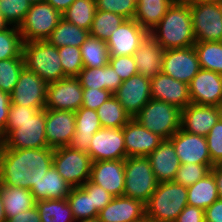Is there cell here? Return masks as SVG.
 Here are the masks:
<instances>
[{
	"label": "cell",
	"instance_id": "32",
	"mask_svg": "<svg viewBox=\"0 0 222 222\" xmlns=\"http://www.w3.org/2000/svg\"><path fill=\"white\" fill-rule=\"evenodd\" d=\"M187 205L205 210L219 199L214 175L210 172L195 184L187 187Z\"/></svg>",
	"mask_w": 222,
	"mask_h": 222
},
{
	"label": "cell",
	"instance_id": "58",
	"mask_svg": "<svg viewBox=\"0 0 222 222\" xmlns=\"http://www.w3.org/2000/svg\"><path fill=\"white\" fill-rule=\"evenodd\" d=\"M189 5H196L199 3H205V2H222V0H183Z\"/></svg>",
	"mask_w": 222,
	"mask_h": 222
},
{
	"label": "cell",
	"instance_id": "52",
	"mask_svg": "<svg viewBox=\"0 0 222 222\" xmlns=\"http://www.w3.org/2000/svg\"><path fill=\"white\" fill-rule=\"evenodd\" d=\"M204 210L199 207L187 205L178 215L175 222H203Z\"/></svg>",
	"mask_w": 222,
	"mask_h": 222
},
{
	"label": "cell",
	"instance_id": "3",
	"mask_svg": "<svg viewBox=\"0 0 222 222\" xmlns=\"http://www.w3.org/2000/svg\"><path fill=\"white\" fill-rule=\"evenodd\" d=\"M187 187L174 181L157 184L156 190L145 204L147 222H175L187 206Z\"/></svg>",
	"mask_w": 222,
	"mask_h": 222
},
{
	"label": "cell",
	"instance_id": "53",
	"mask_svg": "<svg viewBox=\"0 0 222 222\" xmlns=\"http://www.w3.org/2000/svg\"><path fill=\"white\" fill-rule=\"evenodd\" d=\"M10 94L0 90V135L5 132L10 108Z\"/></svg>",
	"mask_w": 222,
	"mask_h": 222
},
{
	"label": "cell",
	"instance_id": "24",
	"mask_svg": "<svg viewBox=\"0 0 222 222\" xmlns=\"http://www.w3.org/2000/svg\"><path fill=\"white\" fill-rule=\"evenodd\" d=\"M97 218L100 222H147L145 204L125 196L114 197Z\"/></svg>",
	"mask_w": 222,
	"mask_h": 222
},
{
	"label": "cell",
	"instance_id": "28",
	"mask_svg": "<svg viewBox=\"0 0 222 222\" xmlns=\"http://www.w3.org/2000/svg\"><path fill=\"white\" fill-rule=\"evenodd\" d=\"M77 78L82 88L105 89L111 94H114L123 82L109 63L97 68L84 67Z\"/></svg>",
	"mask_w": 222,
	"mask_h": 222
},
{
	"label": "cell",
	"instance_id": "49",
	"mask_svg": "<svg viewBox=\"0 0 222 222\" xmlns=\"http://www.w3.org/2000/svg\"><path fill=\"white\" fill-rule=\"evenodd\" d=\"M81 187L87 192L88 196H91L92 209H96L98 212L105 208L114 198L101 186L92 183L90 180Z\"/></svg>",
	"mask_w": 222,
	"mask_h": 222
},
{
	"label": "cell",
	"instance_id": "38",
	"mask_svg": "<svg viewBox=\"0 0 222 222\" xmlns=\"http://www.w3.org/2000/svg\"><path fill=\"white\" fill-rule=\"evenodd\" d=\"M96 10L95 0H75L68 9L62 13V18L75 24L79 28L89 31Z\"/></svg>",
	"mask_w": 222,
	"mask_h": 222
},
{
	"label": "cell",
	"instance_id": "34",
	"mask_svg": "<svg viewBox=\"0 0 222 222\" xmlns=\"http://www.w3.org/2000/svg\"><path fill=\"white\" fill-rule=\"evenodd\" d=\"M102 128H122L132 118L114 95L96 110Z\"/></svg>",
	"mask_w": 222,
	"mask_h": 222
},
{
	"label": "cell",
	"instance_id": "63",
	"mask_svg": "<svg viewBox=\"0 0 222 222\" xmlns=\"http://www.w3.org/2000/svg\"><path fill=\"white\" fill-rule=\"evenodd\" d=\"M2 146V139H1V135H0V148Z\"/></svg>",
	"mask_w": 222,
	"mask_h": 222
},
{
	"label": "cell",
	"instance_id": "42",
	"mask_svg": "<svg viewBox=\"0 0 222 222\" xmlns=\"http://www.w3.org/2000/svg\"><path fill=\"white\" fill-rule=\"evenodd\" d=\"M23 40L18 27L9 26L0 32V60L19 57Z\"/></svg>",
	"mask_w": 222,
	"mask_h": 222
},
{
	"label": "cell",
	"instance_id": "14",
	"mask_svg": "<svg viewBox=\"0 0 222 222\" xmlns=\"http://www.w3.org/2000/svg\"><path fill=\"white\" fill-rule=\"evenodd\" d=\"M92 161L125 160L127 158L122 128H100L89 145Z\"/></svg>",
	"mask_w": 222,
	"mask_h": 222
},
{
	"label": "cell",
	"instance_id": "16",
	"mask_svg": "<svg viewBox=\"0 0 222 222\" xmlns=\"http://www.w3.org/2000/svg\"><path fill=\"white\" fill-rule=\"evenodd\" d=\"M175 148L180 164H205L214 166L204 136L188 133L181 128L169 139Z\"/></svg>",
	"mask_w": 222,
	"mask_h": 222
},
{
	"label": "cell",
	"instance_id": "6",
	"mask_svg": "<svg viewBox=\"0 0 222 222\" xmlns=\"http://www.w3.org/2000/svg\"><path fill=\"white\" fill-rule=\"evenodd\" d=\"M134 118L163 140L181 128V109L156 99H151Z\"/></svg>",
	"mask_w": 222,
	"mask_h": 222
},
{
	"label": "cell",
	"instance_id": "4",
	"mask_svg": "<svg viewBox=\"0 0 222 222\" xmlns=\"http://www.w3.org/2000/svg\"><path fill=\"white\" fill-rule=\"evenodd\" d=\"M46 109L39 110L25 122H7L1 135L0 149H40L47 148L45 134Z\"/></svg>",
	"mask_w": 222,
	"mask_h": 222
},
{
	"label": "cell",
	"instance_id": "17",
	"mask_svg": "<svg viewBox=\"0 0 222 222\" xmlns=\"http://www.w3.org/2000/svg\"><path fill=\"white\" fill-rule=\"evenodd\" d=\"M191 103L222 107V75L200 69L188 84Z\"/></svg>",
	"mask_w": 222,
	"mask_h": 222
},
{
	"label": "cell",
	"instance_id": "1",
	"mask_svg": "<svg viewBox=\"0 0 222 222\" xmlns=\"http://www.w3.org/2000/svg\"><path fill=\"white\" fill-rule=\"evenodd\" d=\"M54 149H0V183L30 190L53 166Z\"/></svg>",
	"mask_w": 222,
	"mask_h": 222
},
{
	"label": "cell",
	"instance_id": "60",
	"mask_svg": "<svg viewBox=\"0 0 222 222\" xmlns=\"http://www.w3.org/2000/svg\"><path fill=\"white\" fill-rule=\"evenodd\" d=\"M10 25L5 21L1 11H0V32L6 30Z\"/></svg>",
	"mask_w": 222,
	"mask_h": 222
},
{
	"label": "cell",
	"instance_id": "45",
	"mask_svg": "<svg viewBox=\"0 0 222 222\" xmlns=\"http://www.w3.org/2000/svg\"><path fill=\"white\" fill-rule=\"evenodd\" d=\"M210 170L211 169L205 164H180L174 182L188 187L204 178L210 173Z\"/></svg>",
	"mask_w": 222,
	"mask_h": 222
},
{
	"label": "cell",
	"instance_id": "57",
	"mask_svg": "<svg viewBox=\"0 0 222 222\" xmlns=\"http://www.w3.org/2000/svg\"><path fill=\"white\" fill-rule=\"evenodd\" d=\"M45 1L48 2L55 10H58L62 14L68 9V7L75 0H45Z\"/></svg>",
	"mask_w": 222,
	"mask_h": 222
},
{
	"label": "cell",
	"instance_id": "5",
	"mask_svg": "<svg viewBox=\"0 0 222 222\" xmlns=\"http://www.w3.org/2000/svg\"><path fill=\"white\" fill-rule=\"evenodd\" d=\"M24 67L39 75L47 84L66 78L58 48L47 40L23 42Z\"/></svg>",
	"mask_w": 222,
	"mask_h": 222
},
{
	"label": "cell",
	"instance_id": "10",
	"mask_svg": "<svg viewBox=\"0 0 222 222\" xmlns=\"http://www.w3.org/2000/svg\"><path fill=\"white\" fill-rule=\"evenodd\" d=\"M196 41L222 42V2L190 5Z\"/></svg>",
	"mask_w": 222,
	"mask_h": 222
},
{
	"label": "cell",
	"instance_id": "50",
	"mask_svg": "<svg viewBox=\"0 0 222 222\" xmlns=\"http://www.w3.org/2000/svg\"><path fill=\"white\" fill-rule=\"evenodd\" d=\"M112 95L105 89L83 88L82 107L97 110Z\"/></svg>",
	"mask_w": 222,
	"mask_h": 222
},
{
	"label": "cell",
	"instance_id": "13",
	"mask_svg": "<svg viewBox=\"0 0 222 222\" xmlns=\"http://www.w3.org/2000/svg\"><path fill=\"white\" fill-rule=\"evenodd\" d=\"M48 84L36 73L24 68L10 94L12 104L45 109Z\"/></svg>",
	"mask_w": 222,
	"mask_h": 222
},
{
	"label": "cell",
	"instance_id": "2",
	"mask_svg": "<svg viewBox=\"0 0 222 222\" xmlns=\"http://www.w3.org/2000/svg\"><path fill=\"white\" fill-rule=\"evenodd\" d=\"M149 34L164 50L193 46L196 39L190 5L183 0H175Z\"/></svg>",
	"mask_w": 222,
	"mask_h": 222
},
{
	"label": "cell",
	"instance_id": "51",
	"mask_svg": "<svg viewBox=\"0 0 222 222\" xmlns=\"http://www.w3.org/2000/svg\"><path fill=\"white\" fill-rule=\"evenodd\" d=\"M39 110L36 107H26L10 103L7 122H25Z\"/></svg>",
	"mask_w": 222,
	"mask_h": 222
},
{
	"label": "cell",
	"instance_id": "48",
	"mask_svg": "<svg viewBox=\"0 0 222 222\" xmlns=\"http://www.w3.org/2000/svg\"><path fill=\"white\" fill-rule=\"evenodd\" d=\"M109 64L113 67L119 77H121L122 81L138 74L133 55L109 56Z\"/></svg>",
	"mask_w": 222,
	"mask_h": 222
},
{
	"label": "cell",
	"instance_id": "56",
	"mask_svg": "<svg viewBox=\"0 0 222 222\" xmlns=\"http://www.w3.org/2000/svg\"><path fill=\"white\" fill-rule=\"evenodd\" d=\"M210 172L214 175L219 199H222V164L214 165Z\"/></svg>",
	"mask_w": 222,
	"mask_h": 222
},
{
	"label": "cell",
	"instance_id": "55",
	"mask_svg": "<svg viewBox=\"0 0 222 222\" xmlns=\"http://www.w3.org/2000/svg\"><path fill=\"white\" fill-rule=\"evenodd\" d=\"M6 222H41L37 207L19 213L17 216L6 219Z\"/></svg>",
	"mask_w": 222,
	"mask_h": 222
},
{
	"label": "cell",
	"instance_id": "36",
	"mask_svg": "<svg viewBox=\"0 0 222 222\" xmlns=\"http://www.w3.org/2000/svg\"><path fill=\"white\" fill-rule=\"evenodd\" d=\"M200 67L222 75V42L196 41L193 45Z\"/></svg>",
	"mask_w": 222,
	"mask_h": 222
},
{
	"label": "cell",
	"instance_id": "20",
	"mask_svg": "<svg viewBox=\"0 0 222 222\" xmlns=\"http://www.w3.org/2000/svg\"><path fill=\"white\" fill-rule=\"evenodd\" d=\"M75 133V112L46 109L45 134L48 147L68 146Z\"/></svg>",
	"mask_w": 222,
	"mask_h": 222
},
{
	"label": "cell",
	"instance_id": "21",
	"mask_svg": "<svg viewBox=\"0 0 222 222\" xmlns=\"http://www.w3.org/2000/svg\"><path fill=\"white\" fill-rule=\"evenodd\" d=\"M90 181L113 197L123 196L125 188L124 160L92 162Z\"/></svg>",
	"mask_w": 222,
	"mask_h": 222
},
{
	"label": "cell",
	"instance_id": "62",
	"mask_svg": "<svg viewBox=\"0 0 222 222\" xmlns=\"http://www.w3.org/2000/svg\"><path fill=\"white\" fill-rule=\"evenodd\" d=\"M29 1L33 4V3L43 2L45 0H29Z\"/></svg>",
	"mask_w": 222,
	"mask_h": 222
},
{
	"label": "cell",
	"instance_id": "31",
	"mask_svg": "<svg viewBox=\"0 0 222 222\" xmlns=\"http://www.w3.org/2000/svg\"><path fill=\"white\" fill-rule=\"evenodd\" d=\"M175 0H139L134 20L150 32L164 17Z\"/></svg>",
	"mask_w": 222,
	"mask_h": 222
},
{
	"label": "cell",
	"instance_id": "44",
	"mask_svg": "<svg viewBox=\"0 0 222 222\" xmlns=\"http://www.w3.org/2000/svg\"><path fill=\"white\" fill-rule=\"evenodd\" d=\"M58 53L64 74L67 77H77L84 68L80 47L63 46L58 48Z\"/></svg>",
	"mask_w": 222,
	"mask_h": 222
},
{
	"label": "cell",
	"instance_id": "26",
	"mask_svg": "<svg viewBox=\"0 0 222 222\" xmlns=\"http://www.w3.org/2000/svg\"><path fill=\"white\" fill-rule=\"evenodd\" d=\"M164 54L165 50L148 34L133 55L138 74L148 78L160 74Z\"/></svg>",
	"mask_w": 222,
	"mask_h": 222
},
{
	"label": "cell",
	"instance_id": "41",
	"mask_svg": "<svg viewBox=\"0 0 222 222\" xmlns=\"http://www.w3.org/2000/svg\"><path fill=\"white\" fill-rule=\"evenodd\" d=\"M24 68L22 54L16 58L0 60V90L11 94Z\"/></svg>",
	"mask_w": 222,
	"mask_h": 222
},
{
	"label": "cell",
	"instance_id": "22",
	"mask_svg": "<svg viewBox=\"0 0 222 222\" xmlns=\"http://www.w3.org/2000/svg\"><path fill=\"white\" fill-rule=\"evenodd\" d=\"M150 89L152 99L170 103L181 110L191 104L188 84L162 72L151 78Z\"/></svg>",
	"mask_w": 222,
	"mask_h": 222
},
{
	"label": "cell",
	"instance_id": "9",
	"mask_svg": "<svg viewBox=\"0 0 222 222\" xmlns=\"http://www.w3.org/2000/svg\"><path fill=\"white\" fill-rule=\"evenodd\" d=\"M92 159L88 153L68 146L54 149L53 166L72 187H80L90 180Z\"/></svg>",
	"mask_w": 222,
	"mask_h": 222
},
{
	"label": "cell",
	"instance_id": "25",
	"mask_svg": "<svg viewBox=\"0 0 222 222\" xmlns=\"http://www.w3.org/2000/svg\"><path fill=\"white\" fill-rule=\"evenodd\" d=\"M147 158L158 183L174 181L180 162L169 139L163 140Z\"/></svg>",
	"mask_w": 222,
	"mask_h": 222
},
{
	"label": "cell",
	"instance_id": "39",
	"mask_svg": "<svg viewBox=\"0 0 222 222\" xmlns=\"http://www.w3.org/2000/svg\"><path fill=\"white\" fill-rule=\"evenodd\" d=\"M126 20L121 15L96 10L89 34L91 37L107 42L112 32Z\"/></svg>",
	"mask_w": 222,
	"mask_h": 222
},
{
	"label": "cell",
	"instance_id": "27",
	"mask_svg": "<svg viewBox=\"0 0 222 222\" xmlns=\"http://www.w3.org/2000/svg\"><path fill=\"white\" fill-rule=\"evenodd\" d=\"M100 128L102 126L96 110L79 108L75 112V133L68 147L88 153L91 140Z\"/></svg>",
	"mask_w": 222,
	"mask_h": 222
},
{
	"label": "cell",
	"instance_id": "19",
	"mask_svg": "<svg viewBox=\"0 0 222 222\" xmlns=\"http://www.w3.org/2000/svg\"><path fill=\"white\" fill-rule=\"evenodd\" d=\"M222 117V107L191 103L181 110V129L206 137Z\"/></svg>",
	"mask_w": 222,
	"mask_h": 222
},
{
	"label": "cell",
	"instance_id": "47",
	"mask_svg": "<svg viewBox=\"0 0 222 222\" xmlns=\"http://www.w3.org/2000/svg\"><path fill=\"white\" fill-rule=\"evenodd\" d=\"M206 139L212 163L222 164V117L211 128Z\"/></svg>",
	"mask_w": 222,
	"mask_h": 222
},
{
	"label": "cell",
	"instance_id": "15",
	"mask_svg": "<svg viewBox=\"0 0 222 222\" xmlns=\"http://www.w3.org/2000/svg\"><path fill=\"white\" fill-rule=\"evenodd\" d=\"M151 78L137 74L124 80L113 94L126 112L134 118L152 99Z\"/></svg>",
	"mask_w": 222,
	"mask_h": 222
},
{
	"label": "cell",
	"instance_id": "59",
	"mask_svg": "<svg viewBox=\"0 0 222 222\" xmlns=\"http://www.w3.org/2000/svg\"><path fill=\"white\" fill-rule=\"evenodd\" d=\"M0 222H6V216H5V211H4V205H3V200L1 196V191H0Z\"/></svg>",
	"mask_w": 222,
	"mask_h": 222
},
{
	"label": "cell",
	"instance_id": "43",
	"mask_svg": "<svg viewBox=\"0 0 222 222\" xmlns=\"http://www.w3.org/2000/svg\"><path fill=\"white\" fill-rule=\"evenodd\" d=\"M31 4L29 0H0V11L10 26L19 27Z\"/></svg>",
	"mask_w": 222,
	"mask_h": 222
},
{
	"label": "cell",
	"instance_id": "37",
	"mask_svg": "<svg viewBox=\"0 0 222 222\" xmlns=\"http://www.w3.org/2000/svg\"><path fill=\"white\" fill-rule=\"evenodd\" d=\"M80 49L84 67L97 68L109 63V50L102 40L89 35Z\"/></svg>",
	"mask_w": 222,
	"mask_h": 222
},
{
	"label": "cell",
	"instance_id": "61",
	"mask_svg": "<svg viewBox=\"0 0 222 222\" xmlns=\"http://www.w3.org/2000/svg\"><path fill=\"white\" fill-rule=\"evenodd\" d=\"M77 222H100V221L98 220V218H92V219L80 220Z\"/></svg>",
	"mask_w": 222,
	"mask_h": 222
},
{
	"label": "cell",
	"instance_id": "18",
	"mask_svg": "<svg viewBox=\"0 0 222 222\" xmlns=\"http://www.w3.org/2000/svg\"><path fill=\"white\" fill-rule=\"evenodd\" d=\"M149 32L134 19H126L117 30L112 32L106 42L109 56L134 55Z\"/></svg>",
	"mask_w": 222,
	"mask_h": 222
},
{
	"label": "cell",
	"instance_id": "11",
	"mask_svg": "<svg viewBox=\"0 0 222 222\" xmlns=\"http://www.w3.org/2000/svg\"><path fill=\"white\" fill-rule=\"evenodd\" d=\"M82 101L83 88L77 77H66L47 86L45 109L76 112Z\"/></svg>",
	"mask_w": 222,
	"mask_h": 222
},
{
	"label": "cell",
	"instance_id": "35",
	"mask_svg": "<svg viewBox=\"0 0 222 222\" xmlns=\"http://www.w3.org/2000/svg\"><path fill=\"white\" fill-rule=\"evenodd\" d=\"M41 222H75L72 210L66 198L36 201Z\"/></svg>",
	"mask_w": 222,
	"mask_h": 222
},
{
	"label": "cell",
	"instance_id": "33",
	"mask_svg": "<svg viewBox=\"0 0 222 222\" xmlns=\"http://www.w3.org/2000/svg\"><path fill=\"white\" fill-rule=\"evenodd\" d=\"M89 31L61 18L47 41L57 48L63 46L81 47L89 36Z\"/></svg>",
	"mask_w": 222,
	"mask_h": 222
},
{
	"label": "cell",
	"instance_id": "12",
	"mask_svg": "<svg viewBox=\"0 0 222 222\" xmlns=\"http://www.w3.org/2000/svg\"><path fill=\"white\" fill-rule=\"evenodd\" d=\"M200 69L194 46L165 50L162 73L189 84Z\"/></svg>",
	"mask_w": 222,
	"mask_h": 222
},
{
	"label": "cell",
	"instance_id": "30",
	"mask_svg": "<svg viewBox=\"0 0 222 222\" xmlns=\"http://www.w3.org/2000/svg\"><path fill=\"white\" fill-rule=\"evenodd\" d=\"M0 191L6 219L36 206V201L30 190L15 186H4L0 183Z\"/></svg>",
	"mask_w": 222,
	"mask_h": 222
},
{
	"label": "cell",
	"instance_id": "46",
	"mask_svg": "<svg viewBox=\"0 0 222 222\" xmlns=\"http://www.w3.org/2000/svg\"><path fill=\"white\" fill-rule=\"evenodd\" d=\"M96 9L121 15L126 19H133L136 13L134 0H95Z\"/></svg>",
	"mask_w": 222,
	"mask_h": 222
},
{
	"label": "cell",
	"instance_id": "40",
	"mask_svg": "<svg viewBox=\"0 0 222 222\" xmlns=\"http://www.w3.org/2000/svg\"><path fill=\"white\" fill-rule=\"evenodd\" d=\"M73 213L75 222L98 217V211L92 209L91 196L80 186L71 188L66 197Z\"/></svg>",
	"mask_w": 222,
	"mask_h": 222
},
{
	"label": "cell",
	"instance_id": "29",
	"mask_svg": "<svg viewBox=\"0 0 222 222\" xmlns=\"http://www.w3.org/2000/svg\"><path fill=\"white\" fill-rule=\"evenodd\" d=\"M71 188L54 166H52L37 185H33L30 191L35 201L46 199L57 200L66 198Z\"/></svg>",
	"mask_w": 222,
	"mask_h": 222
},
{
	"label": "cell",
	"instance_id": "7",
	"mask_svg": "<svg viewBox=\"0 0 222 222\" xmlns=\"http://www.w3.org/2000/svg\"><path fill=\"white\" fill-rule=\"evenodd\" d=\"M124 173L123 196L146 204L158 184L150 160L145 156L127 157L124 160Z\"/></svg>",
	"mask_w": 222,
	"mask_h": 222
},
{
	"label": "cell",
	"instance_id": "23",
	"mask_svg": "<svg viewBox=\"0 0 222 222\" xmlns=\"http://www.w3.org/2000/svg\"><path fill=\"white\" fill-rule=\"evenodd\" d=\"M124 144L127 157L145 156L152 153L163 139L132 118L123 126Z\"/></svg>",
	"mask_w": 222,
	"mask_h": 222
},
{
	"label": "cell",
	"instance_id": "8",
	"mask_svg": "<svg viewBox=\"0 0 222 222\" xmlns=\"http://www.w3.org/2000/svg\"><path fill=\"white\" fill-rule=\"evenodd\" d=\"M61 18L62 14L46 1L31 4L18 27L23 42L47 40Z\"/></svg>",
	"mask_w": 222,
	"mask_h": 222
},
{
	"label": "cell",
	"instance_id": "54",
	"mask_svg": "<svg viewBox=\"0 0 222 222\" xmlns=\"http://www.w3.org/2000/svg\"><path fill=\"white\" fill-rule=\"evenodd\" d=\"M207 222H222V199H217L212 205L204 210Z\"/></svg>",
	"mask_w": 222,
	"mask_h": 222
}]
</instances>
